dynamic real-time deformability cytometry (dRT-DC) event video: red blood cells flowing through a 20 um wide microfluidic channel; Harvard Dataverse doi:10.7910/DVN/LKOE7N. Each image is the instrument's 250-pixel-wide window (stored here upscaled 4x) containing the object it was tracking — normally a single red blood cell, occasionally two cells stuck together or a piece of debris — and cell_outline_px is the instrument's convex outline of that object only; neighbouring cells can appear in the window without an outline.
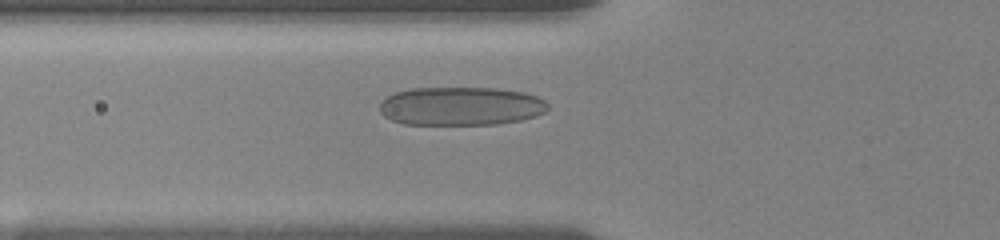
{"species": "human", "species_latin": "Homo sapiens", "temperature_condition": "room temperature", "stored_images_in_passage": 33, "camera_frame_rate_fps": 3000, "um_per_image_px": 0.085, "donor": {"sex": "female"}, "frame": {"image": 1, "passage_image": 10, "time_ms": 5.333, "image_size_px": [1000, 240], "cell_outline_px": [[548, 108], [544, 112], [536, 116], [520, 120], [496, 124], [404, 124], [392, 120], [384, 116], [380, 112], [380, 100], [396, 92], [412, 88], [496, 88], [524, 92], [536, 96], [544, 100], [548, 104]], "centroid_in_image_um": [39.16, 9.02], "position_along_channel_um": 86.6, "area_um2": 37.8}}
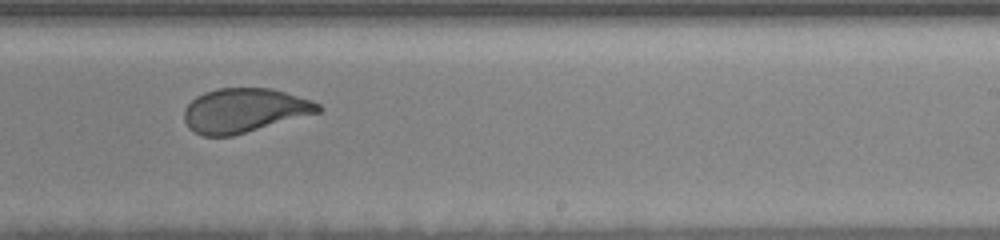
{"frame": {"image": 2, "passage_image": 20, "time_ms": 10.333, "image_size_px": [1000, 240], "cell_outline_px": [[324, 108], [320, 112], [232, 136], [200, 136], [188, 128], [184, 120], [184, 108], [196, 96], [204, 92], [216, 88], [272, 88], [312, 100], [320, 104]], "centroid_in_image_um": [20.75, 9.38], "position_along_channel_um": 268.3, "area_um2": 34.68}}
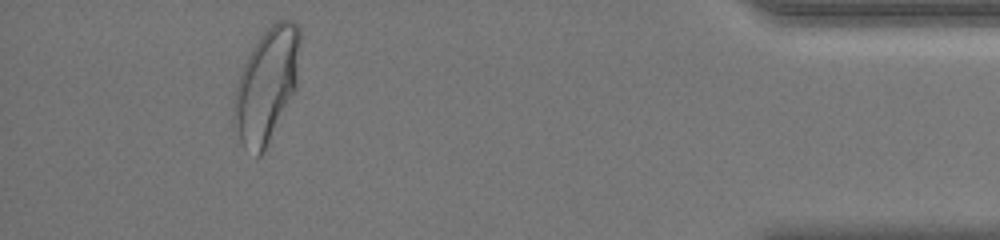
{"frame": {"image": 3, "passage_image": 31, "time_ms": 15.667, "image_size_px": [1000, 240], "cell_outline_px": [[300, 44], [296, 92], [260, 156], [256, 156], [244, 148], [232, 128], [232, 100], [236, 84], [240, 72], [252, 48], [260, 36], [276, 20], [292, 20], [300, 28]], "centroid_in_image_um": [22.63, 7.25], "position_along_channel_um": 412.6, "area_um2": 44.39}, "authors_computed_cell_mechanics": {"area_um2": 37.8012, "velocity_mm_per_s": 3.623, "shape_relaxation_time_tau1_ms": 5.7493, "shape_relaxation_time_tau2_ms": null, "deformation_change_tau1": 0.1781, "deformation_change_tau2": null}}